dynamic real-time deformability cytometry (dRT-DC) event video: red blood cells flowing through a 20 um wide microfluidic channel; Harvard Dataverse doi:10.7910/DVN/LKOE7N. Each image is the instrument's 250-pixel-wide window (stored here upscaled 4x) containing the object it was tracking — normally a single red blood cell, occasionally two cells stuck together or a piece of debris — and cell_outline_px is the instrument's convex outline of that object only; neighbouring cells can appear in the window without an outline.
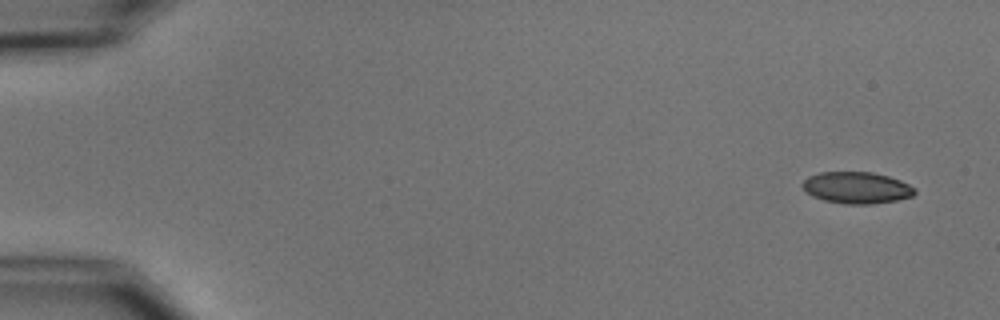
{"species": "common noctule bat (a hibernating species)", "species_latin": "Nyctalus noctula", "temperature_condition": "cold", "stored_images_in_passage": 4, "camera_frame_rate_fps": 3000, "um_per_image_px": 0.085, "animal": {"sex": "male", "body_mass_g": 15.6}, "frame": {"image": 1, "passage_image": 1, "time_ms": 0.0, "image_size_px": [1000, 320], "cell_outline_px": [[916, 192], [912, 196], [896, 200], [872, 204], [844, 204], [824, 200], [812, 196], [800, 184], [808, 176], [820, 172], [872, 172], [888, 176], [900, 180], [916, 188]], "centroid_in_image_um": [72.81, 15.95], "position_along_channel_um": 12.2, "area_um2": 20.69}}
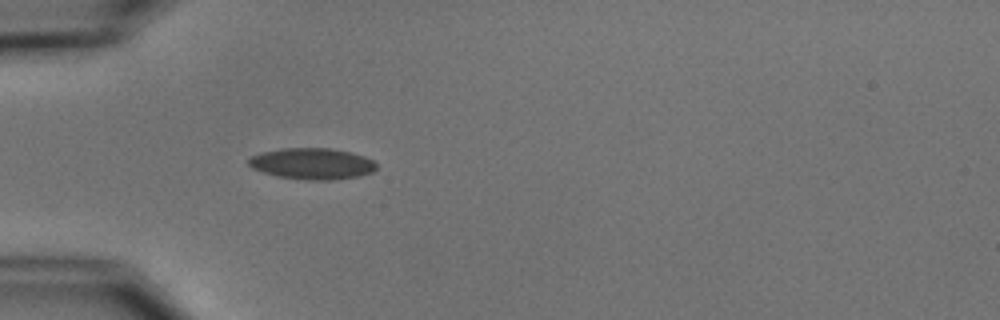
{"frame": {"image": 2, "passage_image": 4, "time_ms": 4.667, "image_size_px": [1000, 320], "cell_outline_px": [[376, 168], [372, 172], [356, 176], [332, 180], [308, 180], [276, 176], [252, 168], [248, 164], [248, 160], [252, 156], [260, 152], [284, 148], [332, 148], [352, 152], [364, 156], [372, 160], [376, 164]], "centroid_in_image_um": [26.52, 13.9], "position_along_channel_um": 58.5, "area_um2": 23.24}}